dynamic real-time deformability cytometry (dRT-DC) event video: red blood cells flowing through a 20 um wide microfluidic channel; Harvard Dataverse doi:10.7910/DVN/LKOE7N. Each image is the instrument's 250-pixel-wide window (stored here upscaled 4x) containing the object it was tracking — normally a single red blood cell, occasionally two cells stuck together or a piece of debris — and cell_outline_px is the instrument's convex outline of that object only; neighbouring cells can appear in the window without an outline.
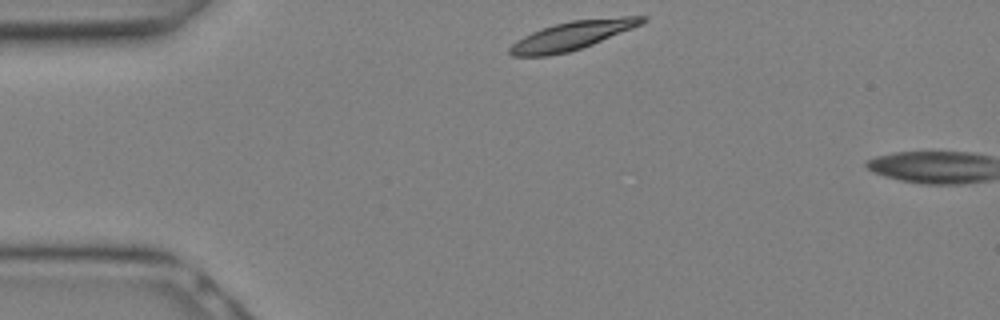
{"species": "Egyptian fruit bat (a non-hibernating species)", "species_latin": "Rousettus aegyptiacus", "temperature_condition": "warm", "stored_images_in_passage": 2, "camera_frame_rate_fps": 3000, "um_per_image_px": 0.085, "animal": {"sex": "female"}, "frame": {"image": 1, "passage_image": 1, "time_ms": 0.0, "image_size_px": [1000, 320], "cell_outline_px": [[648, 20], [632, 28], [592, 44], [568, 52], [548, 56], [512, 56], [508, 52], [508, 48], [516, 40], [532, 32], [556, 24], [572, 20], [624, 16], [648, 16]], "centroid_in_image_um": [48.62, 3.02], "position_along_channel_um": 36.4, "area_um2": 21.79}}